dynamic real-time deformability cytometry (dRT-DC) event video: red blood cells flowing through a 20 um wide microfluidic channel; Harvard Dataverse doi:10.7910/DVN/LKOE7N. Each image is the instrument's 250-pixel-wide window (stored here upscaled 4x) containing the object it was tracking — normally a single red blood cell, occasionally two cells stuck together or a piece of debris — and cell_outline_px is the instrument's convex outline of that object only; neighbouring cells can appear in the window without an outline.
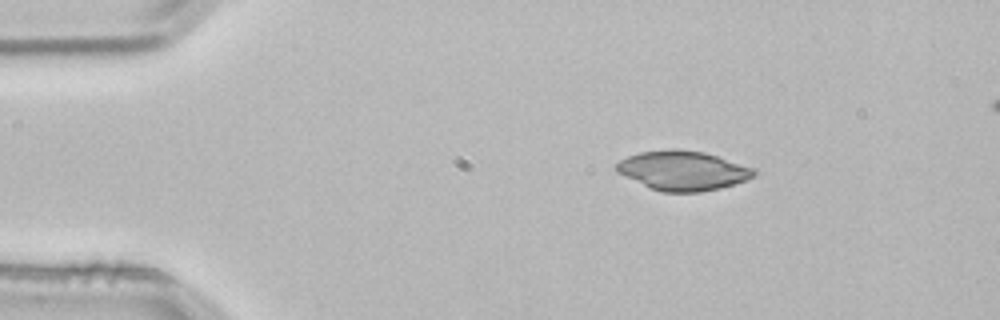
{"species": "common noctule bat (a hibernating species)", "species_latin": "Nyctalus noctula", "temperature_condition": "room temperature", "stored_images_in_passage": 3, "segment_of_instrument_passage": [1, 2], "camera_frame_rate_fps": 3000, "um_per_image_px": 0.085, "animal": {"sex": "male", "body_mass_g": 21.5, "forearm_length_mm": 52.0}, "frame": {"image": 1, "passage_image": 1, "time_ms": 0.0, "image_size_px": [1000, 320], "cell_outline_px": [[756, 172], [752, 176], [744, 180], [720, 188], [700, 192], [660, 192], [648, 188], [616, 172], [616, 164], [620, 160], [628, 156], [640, 152], [672, 148], [676, 148], [704, 152], [756, 168]], "centroid_in_image_um": [58.0, 14.5], "position_along_channel_um": 27.0, "area_um2": 31.67}}